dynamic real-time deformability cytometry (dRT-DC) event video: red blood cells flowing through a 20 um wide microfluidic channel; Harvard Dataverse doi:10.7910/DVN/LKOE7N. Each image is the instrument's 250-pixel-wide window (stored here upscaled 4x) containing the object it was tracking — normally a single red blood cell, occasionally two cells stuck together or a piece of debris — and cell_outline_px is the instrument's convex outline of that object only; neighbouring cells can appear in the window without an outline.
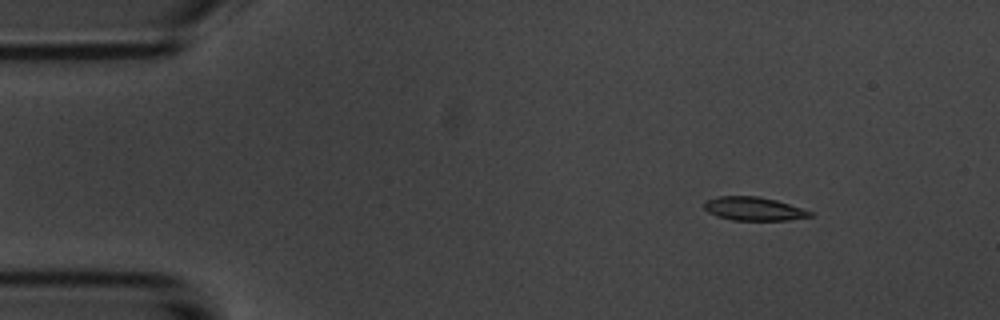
{"species": "common noctule bat (a hibernating species)", "species_latin": "Nyctalus noctula", "temperature_condition": "room temperature", "stored_images_in_passage": 6, "camera_frame_rate_fps": 3000, "um_per_image_px": 0.085, "animal": {"sex": "male", "body_mass_g": 20.1, "forearm_length_mm": 53.5}, "frame": {"image": 1, "passage_image": 2, "time_ms": 1.333, "image_size_px": [1000, 320], "cell_outline_px": [[812, 216], [788, 220], [732, 220], [716, 216], [708, 212], [704, 208], [704, 200], [716, 196], [760, 196], [776, 200], [812, 212]], "centroid_in_image_um": [64.0, 17.74], "position_along_channel_um": 21.0, "area_um2": 14.51}}
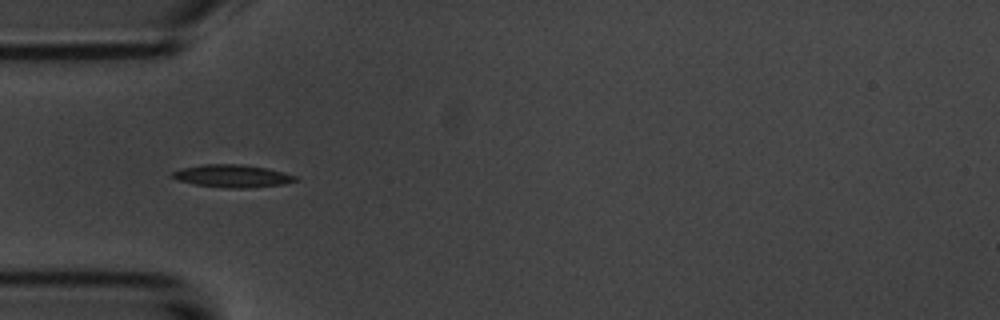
{"frame": {"image": 2, "passage_image": 5, "time_ms": 4.667, "image_size_px": [1000, 320], "cell_outline_px": [[300, 180], [284, 184], [244, 188], [228, 188], [196, 184], [180, 180], [172, 176], [172, 172], [180, 168], [204, 164], [240, 164], [264, 168], [284, 172], [296, 176]], "centroid_in_image_um": [19.78, 14.95], "position_along_channel_um": 65.2, "area_um2": 16.01}}